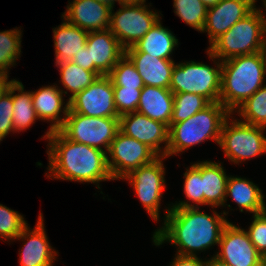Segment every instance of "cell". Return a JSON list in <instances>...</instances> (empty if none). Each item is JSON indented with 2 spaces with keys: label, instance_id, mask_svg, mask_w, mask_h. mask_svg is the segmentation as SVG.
<instances>
[{
  "label": "cell",
  "instance_id": "cell-19",
  "mask_svg": "<svg viewBox=\"0 0 266 266\" xmlns=\"http://www.w3.org/2000/svg\"><path fill=\"white\" fill-rule=\"evenodd\" d=\"M32 103L39 119L52 122L43 138H48L49 132L60 130L69 112V100L65 104L63 93L56 84L44 86L31 91ZM65 104V105H64ZM64 105V106H63ZM63 109V110H62ZM63 113L61 117L60 113Z\"/></svg>",
  "mask_w": 266,
  "mask_h": 266
},
{
  "label": "cell",
  "instance_id": "cell-4",
  "mask_svg": "<svg viewBox=\"0 0 266 266\" xmlns=\"http://www.w3.org/2000/svg\"><path fill=\"white\" fill-rule=\"evenodd\" d=\"M232 115L220 102L211 103L187 120L170 123L167 157L213 140L219 144L224 121Z\"/></svg>",
  "mask_w": 266,
  "mask_h": 266
},
{
  "label": "cell",
  "instance_id": "cell-31",
  "mask_svg": "<svg viewBox=\"0 0 266 266\" xmlns=\"http://www.w3.org/2000/svg\"><path fill=\"white\" fill-rule=\"evenodd\" d=\"M21 29L0 32V72L7 73L8 68L16 64L21 54Z\"/></svg>",
  "mask_w": 266,
  "mask_h": 266
},
{
  "label": "cell",
  "instance_id": "cell-6",
  "mask_svg": "<svg viewBox=\"0 0 266 266\" xmlns=\"http://www.w3.org/2000/svg\"><path fill=\"white\" fill-rule=\"evenodd\" d=\"M207 54L215 62L216 68L195 61L175 63L169 87L173 94L194 93L211 103L220 102L222 61L208 50Z\"/></svg>",
  "mask_w": 266,
  "mask_h": 266
},
{
  "label": "cell",
  "instance_id": "cell-2",
  "mask_svg": "<svg viewBox=\"0 0 266 266\" xmlns=\"http://www.w3.org/2000/svg\"><path fill=\"white\" fill-rule=\"evenodd\" d=\"M48 178L97 184L113 178L107 166L105 151L74 142L60 130L48 135ZM49 174V175H48Z\"/></svg>",
  "mask_w": 266,
  "mask_h": 266
},
{
  "label": "cell",
  "instance_id": "cell-5",
  "mask_svg": "<svg viewBox=\"0 0 266 266\" xmlns=\"http://www.w3.org/2000/svg\"><path fill=\"white\" fill-rule=\"evenodd\" d=\"M260 8L236 22L208 47L220 61L263 51L266 41V18Z\"/></svg>",
  "mask_w": 266,
  "mask_h": 266
},
{
  "label": "cell",
  "instance_id": "cell-45",
  "mask_svg": "<svg viewBox=\"0 0 266 266\" xmlns=\"http://www.w3.org/2000/svg\"><path fill=\"white\" fill-rule=\"evenodd\" d=\"M263 52H264V54H265V58H266V41H265V43H264V49H263Z\"/></svg>",
  "mask_w": 266,
  "mask_h": 266
},
{
  "label": "cell",
  "instance_id": "cell-7",
  "mask_svg": "<svg viewBox=\"0 0 266 266\" xmlns=\"http://www.w3.org/2000/svg\"><path fill=\"white\" fill-rule=\"evenodd\" d=\"M223 123L219 146L225 157L234 164H239L266 153V128L231 119ZM230 120V122H229Z\"/></svg>",
  "mask_w": 266,
  "mask_h": 266
},
{
  "label": "cell",
  "instance_id": "cell-22",
  "mask_svg": "<svg viewBox=\"0 0 266 266\" xmlns=\"http://www.w3.org/2000/svg\"><path fill=\"white\" fill-rule=\"evenodd\" d=\"M160 20L136 44L125 49V53H148L152 57L172 60L170 56L178 45V39L162 26Z\"/></svg>",
  "mask_w": 266,
  "mask_h": 266
},
{
  "label": "cell",
  "instance_id": "cell-32",
  "mask_svg": "<svg viewBox=\"0 0 266 266\" xmlns=\"http://www.w3.org/2000/svg\"><path fill=\"white\" fill-rule=\"evenodd\" d=\"M173 1L174 13L187 25L202 32L208 8L200 0Z\"/></svg>",
  "mask_w": 266,
  "mask_h": 266
},
{
  "label": "cell",
  "instance_id": "cell-28",
  "mask_svg": "<svg viewBox=\"0 0 266 266\" xmlns=\"http://www.w3.org/2000/svg\"><path fill=\"white\" fill-rule=\"evenodd\" d=\"M235 112L242 117L241 122L266 128V85L245 100Z\"/></svg>",
  "mask_w": 266,
  "mask_h": 266
},
{
  "label": "cell",
  "instance_id": "cell-27",
  "mask_svg": "<svg viewBox=\"0 0 266 266\" xmlns=\"http://www.w3.org/2000/svg\"><path fill=\"white\" fill-rule=\"evenodd\" d=\"M56 66L59 68L60 81L66 88V91L61 90L62 93L67 94V90L72 93L68 100L100 77L97 72L83 69L72 61L62 62Z\"/></svg>",
  "mask_w": 266,
  "mask_h": 266
},
{
  "label": "cell",
  "instance_id": "cell-17",
  "mask_svg": "<svg viewBox=\"0 0 266 266\" xmlns=\"http://www.w3.org/2000/svg\"><path fill=\"white\" fill-rule=\"evenodd\" d=\"M35 226L32 230L27 225L16 238L17 240L22 239L25 242L23 243L22 250L20 251L19 249L20 266H53L58 252L48 242L42 213L39 214Z\"/></svg>",
  "mask_w": 266,
  "mask_h": 266
},
{
  "label": "cell",
  "instance_id": "cell-15",
  "mask_svg": "<svg viewBox=\"0 0 266 266\" xmlns=\"http://www.w3.org/2000/svg\"><path fill=\"white\" fill-rule=\"evenodd\" d=\"M255 7L254 0H221L209 7L202 32L208 33L210 45Z\"/></svg>",
  "mask_w": 266,
  "mask_h": 266
},
{
  "label": "cell",
  "instance_id": "cell-1",
  "mask_svg": "<svg viewBox=\"0 0 266 266\" xmlns=\"http://www.w3.org/2000/svg\"><path fill=\"white\" fill-rule=\"evenodd\" d=\"M199 209L169 206L163 226L153 234L154 245L170 242L178 246L176 254L186 256H197V252L219 245L222 231L229 223L225 218L228 212L220 215L213 211V215H209Z\"/></svg>",
  "mask_w": 266,
  "mask_h": 266
},
{
  "label": "cell",
  "instance_id": "cell-13",
  "mask_svg": "<svg viewBox=\"0 0 266 266\" xmlns=\"http://www.w3.org/2000/svg\"><path fill=\"white\" fill-rule=\"evenodd\" d=\"M221 250L214 256L230 266H262L263 256L251 242L248 233L231 222L223 229L219 245Z\"/></svg>",
  "mask_w": 266,
  "mask_h": 266
},
{
  "label": "cell",
  "instance_id": "cell-38",
  "mask_svg": "<svg viewBox=\"0 0 266 266\" xmlns=\"http://www.w3.org/2000/svg\"><path fill=\"white\" fill-rule=\"evenodd\" d=\"M206 260L200 259L199 256H186L176 254L170 266H205Z\"/></svg>",
  "mask_w": 266,
  "mask_h": 266
},
{
  "label": "cell",
  "instance_id": "cell-43",
  "mask_svg": "<svg viewBox=\"0 0 266 266\" xmlns=\"http://www.w3.org/2000/svg\"><path fill=\"white\" fill-rule=\"evenodd\" d=\"M95 1H98V2H101L109 7H111L113 9V6H115V2H118L119 5H120V0H95Z\"/></svg>",
  "mask_w": 266,
  "mask_h": 266
},
{
  "label": "cell",
  "instance_id": "cell-25",
  "mask_svg": "<svg viewBox=\"0 0 266 266\" xmlns=\"http://www.w3.org/2000/svg\"><path fill=\"white\" fill-rule=\"evenodd\" d=\"M56 28H53L55 63L71 61L86 46L87 31L68 23L65 19Z\"/></svg>",
  "mask_w": 266,
  "mask_h": 266
},
{
  "label": "cell",
  "instance_id": "cell-24",
  "mask_svg": "<svg viewBox=\"0 0 266 266\" xmlns=\"http://www.w3.org/2000/svg\"><path fill=\"white\" fill-rule=\"evenodd\" d=\"M202 193H204V205H211L213 208L224 206L227 180L222 163L202 161L201 162Z\"/></svg>",
  "mask_w": 266,
  "mask_h": 266
},
{
  "label": "cell",
  "instance_id": "cell-16",
  "mask_svg": "<svg viewBox=\"0 0 266 266\" xmlns=\"http://www.w3.org/2000/svg\"><path fill=\"white\" fill-rule=\"evenodd\" d=\"M86 47L90 56V71L100 76L109 75L125 55V49L109 29L89 32Z\"/></svg>",
  "mask_w": 266,
  "mask_h": 266
},
{
  "label": "cell",
  "instance_id": "cell-44",
  "mask_svg": "<svg viewBox=\"0 0 266 266\" xmlns=\"http://www.w3.org/2000/svg\"><path fill=\"white\" fill-rule=\"evenodd\" d=\"M207 8L217 5L221 0H200Z\"/></svg>",
  "mask_w": 266,
  "mask_h": 266
},
{
  "label": "cell",
  "instance_id": "cell-39",
  "mask_svg": "<svg viewBox=\"0 0 266 266\" xmlns=\"http://www.w3.org/2000/svg\"><path fill=\"white\" fill-rule=\"evenodd\" d=\"M71 61L76 65L82 67L83 69L90 71V56L88 48L86 46L81 49L77 54H74L73 59Z\"/></svg>",
  "mask_w": 266,
  "mask_h": 266
},
{
  "label": "cell",
  "instance_id": "cell-42",
  "mask_svg": "<svg viewBox=\"0 0 266 266\" xmlns=\"http://www.w3.org/2000/svg\"><path fill=\"white\" fill-rule=\"evenodd\" d=\"M146 0H120V5L144 4Z\"/></svg>",
  "mask_w": 266,
  "mask_h": 266
},
{
  "label": "cell",
  "instance_id": "cell-3",
  "mask_svg": "<svg viewBox=\"0 0 266 266\" xmlns=\"http://www.w3.org/2000/svg\"><path fill=\"white\" fill-rule=\"evenodd\" d=\"M266 58L263 51L222 61L220 103L231 113L264 86Z\"/></svg>",
  "mask_w": 266,
  "mask_h": 266
},
{
  "label": "cell",
  "instance_id": "cell-14",
  "mask_svg": "<svg viewBox=\"0 0 266 266\" xmlns=\"http://www.w3.org/2000/svg\"><path fill=\"white\" fill-rule=\"evenodd\" d=\"M119 129L125 135L146 144L158 156L167 157L169 144V127L152 120L138 111L119 116ZM164 143V149L160 145Z\"/></svg>",
  "mask_w": 266,
  "mask_h": 266
},
{
  "label": "cell",
  "instance_id": "cell-47",
  "mask_svg": "<svg viewBox=\"0 0 266 266\" xmlns=\"http://www.w3.org/2000/svg\"><path fill=\"white\" fill-rule=\"evenodd\" d=\"M262 266H266V258H264Z\"/></svg>",
  "mask_w": 266,
  "mask_h": 266
},
{
  "label": "cell",
  "instance_id": "cell-46",
  "mask_svg": "<svg viewBox=\"0 0 266 266\" xmlns=\"http://www.w3.org/2000/svg\"><path fill=\"white\" fill-rule=\"evenodd\" d=\"M262 2H263V7H265V10H266V0H262Z\"/></svg>",
  "mask_w": 266,
  "mask_h": 266
},
{
  "label": "cell",
  "instance_id": "cell-40",
  "mask_svg": "<svg viewBox=\"0 0 266 266\" xmlns=\"http://www.w3.org/2000/svg\"><path fill=\"white\" fill-rule=\"evenodd\" d=\"M9 74L0 72V98L8 92L9 87L13 84L15 79L8 81Z\"/></svg>",
  "mask_w": 266,
  "mask_h": 266
},
{
  "label": "cell",
  "instance_id": "cell-20",
  "mask_svg": "<svg viewBox=\"0 0 266 266\" xmlns=\"http://www.w3.org/2000/svg\"><path fill=\"white\" fill-rule=\"evenodd\" d=\"M125 55L134 64L144 85L169 89L175 66L173 60L152 57L148 53H125Z\"/></svg>",
  "mask_w": 266,
  "mask_h": 266
},
{
  "label": "cell",
  "instance_id": "cell-36",
  "mask_svg": "<svg viewBox=\"0 0 266 266\" xmlns=\"http://www.w3.org/2000/svg\"><path fill=\"white\" fill-rule=\"evenodd\" d=\"M252 217L253 221L246 232L257 251L266 258V211Z\"/></svg>",
  "mask_w": 266,
  "mask_h": 266
},
{
  "label": "cell",
  "instance_id": "cell-35",
  "mask_svg": "<svg viewBox=\"0 0 266 266\" xmlns=\"http://www.w3.org/2000/svg\"><path fill=\"white\" fill-rule=\"evenodd\" d=\"M142 89L113 86L114 103L119 116L137 111Z\"/></svg>",
  "mask_w": 266,
  "mask_h": 266
},
{
  "label": "cell",
  "instance_id": "cell-30",
  "mask_svg": "<svg viewBox=\"0 0 266 266\" xmlns=\"http://www.w3.org/2000/svg\"><path fill=\"white\" fill-rule=\"evenodd\" d=\"M211 102L202 95L194 93L174 94V106L171 123L187 120L197 112L204 110Z\"/></svg>",
  "mask_w": 266,
  "mask_h": 266
},
{
  "label": "cell",
  "instance_id": "cell-8",
  "mask_svg": "<svg viewBox=\"0 0 266 266\" xmlns=\"http://www.w3.org/2000/svg\"><path fill=\"white\" fill-rule=\"evenodd\" d=\"M119 130V118L89 117L74 113L70 109L60 129L71 141L98 148L106 153Z\"/></svg>",
  "mask_w": 266,
  "mask_h": 266
},
{
  "label": "cell",
  "instance_id": "cell-41",
  "mask_svg": "<svg viewBox=\"0 0 266 266\" xmlns=\"http://www.w3.org/2000/svg\"><path fill=\"white\" fill-rule=\"evenodd\" d=\"M205 266H230V265L219 260L217 257L213 256L209 260H206Z\"/></svg>",
  "mask_w": 266,
  "mask_h": 266
},
{
  "label": "cell",
  "instance_id": "cell-29",
  "mask_svg": "<svg viewBox=\"0 0 266 266\" xmlns=\"http://www.w3.org/2000/svg\"><path fill=\"white\" fill-rule=\"evenodd\" d=\"M184 193L188 201H179L174 203L171 208H187L195 207L198 205H204V193H202V178H201V162L193 163L191 166L186 168L184 173ZM195 203V205H194Z\"/></svg>",
  "mask_w": 266,
  "mask_h": 266
},
{
  "label": "cell",
  "instance_id": "cell-12",
  "mask_svg": "<svg viewBox=\"0 0 266 266\" xmlns=\"http://www.w3.org/2000/svg\"><path fill=\"white\" fill-rule=\"evenodd\" d=\"M70 110L89 117L119 118L114 103L113 82L108 75L100 76L86 89L69 100Z\"/></svg>",
  "mask_w": 266,
  "mask_h": 266
},
{
  "label": "cell",
  "instance_id": "cell-10",
  "mask_svg": "<svg viewBox=\"0 0 266 266\" xmlns=\"http://www.w3.org/2000/svg\"><path fill=\"white\" fill-rule=\"evenodd\" d=\"M106 155L107 166L113 181L123 179L131 171L158 157L146 144L125 135L120 130L111 142Z\"/></svg>",
  "mask_w": 266,
  "mask_h": 266
},
{
  "label": "cell",
  "instance_id": "cell-18",
  "mask_svg": "<svg viewBox=\"0 0 266 266\" xmlns=\"http://www.w3.org/2000/svg\"><path fill=\"white\" fill-rule=\"evenodd\" d=\"M111 10V7L95 0H73L62 18L87 32L103 31L110 27Z\"/></svg>",
  "mask_w": 266,
  "mask_h": 266
},
{
  "label": "cell",
  "instance_id": "cell-33",
  "mask_svg": "<svg viewBox=\"0 0 266 266\" xmlns=\"http://www.w3.org/2000/svg\"><path fill=\"white\" fill-rule=\"evenodd\" d=\"M113 82V86H123L142 89L145 85L131 60L124 55L113 67L108 75Z\"/></svg>",
  "mask_w": 266,
  "mask_h": 266
},
{
  "label": "cell",
  "instance_id": "cell-23",
  "mask_svg": "<svg viewBox=\"0 0 266 266\" xmlns=\"http://www.w3.org/2000/svg\"><path fill=\"white\" fill-rule=\"evenodd\" d=\"M236 202L240 212L259 214L266 211L265 196L262 190L249 179L229 176L226 186L225 203L227 197Z\"/></svg>",
  "mask_w": 266,
  "mask_h": 266
},
{
  "label": "cell",
  "instance_id": "cell-11",
  "mask_svg": "<svg viewBox=\"0 0 266 266\" xmlns=\"http://www.w3.org/2000/svg\"><path fill=\"white\" fill-rule=\"evenodd\" d=\"M165 158V156H158L152 162L140 166L123 178L133 186L140 202L155 221L160 220L161 197L166 183L163 165Z\"/></svg>",
  "mask_w": 266,
  "mask_h": 266
},
{
  "label": "cell",
  "instance_id": "cell-26",
  "mask_svg": "<svg viewBox=\"0 0 266 266\" xmlns=\"http://www.w3.org/2000/svg\"><path fill=\"white\" fill-rule=\"evenodd\" d=\"M15 91L18 93L15 94ZM24 90L22 82L15 80L12 84V100H13V119L12 123L15 132L27 130L38 116L32 103L31 92Z\"/></svg>",
  "mask_w": 266,
  "mask_h": 266
},
{
  "label": "cell",
  "instance_id": "cell-34",
  "mask_svg": "<svg viewBox=\"0 0 266 266\" xmlns=\"http://www.w3.org/2000/svg\"><path fill=\"white\" fill-rule=\"evenodd\" d=\"M28 224L23 215L0 204V238L10 241L22 233Z\"/></svg>",
  "mask_w": 266,
  "mask_h": 266
},
{
  "label": "cell",
  "instance_id": "cell-37",
  "mask_svg": "<svg viewBox=\"0 0 266 266\" xmlns=\"http://www.w3.org/2000/svg\"><path fill=\"white\" fill-rule=\"evenodd\" d=\"M12 85L7 93L0 98V136L4 139L10 132L14 131Z\"/></svg>",
  "mask_w": 266,
  "mask_h": 266
},
{
  "label": "cell",
  "instance_id": "cell-21",
  "mask_svg": "<svg viewBox=\"0 0 266 266\" xmlns=\"http://www.w3.org/2000/svg\"><path fill=\"white\" fill-rule=\"evenodd\" d=\"M174 106V94L170 89L145 85L140 94L137 111L170 126Z\"/></svg>",
  "mask_w": 266,
  "mask_h": 266
},
{
  "label": "cell",
  "instance_id": "cell-9",
  "mask_svg": "<svg viewBox=\"0 0 266 266\" xmlns=\"http://www.w3.org/2000/svg\"><path fill=\"white\" fill-rule=\"evenodd\" d=\"M121 9L111 10L109 30L124 49L136 44L160 19L158 12L144 4H121Z\"/></svg>",
  "mask_w": 266,
  "mask_h": 266
}]
</instances>
